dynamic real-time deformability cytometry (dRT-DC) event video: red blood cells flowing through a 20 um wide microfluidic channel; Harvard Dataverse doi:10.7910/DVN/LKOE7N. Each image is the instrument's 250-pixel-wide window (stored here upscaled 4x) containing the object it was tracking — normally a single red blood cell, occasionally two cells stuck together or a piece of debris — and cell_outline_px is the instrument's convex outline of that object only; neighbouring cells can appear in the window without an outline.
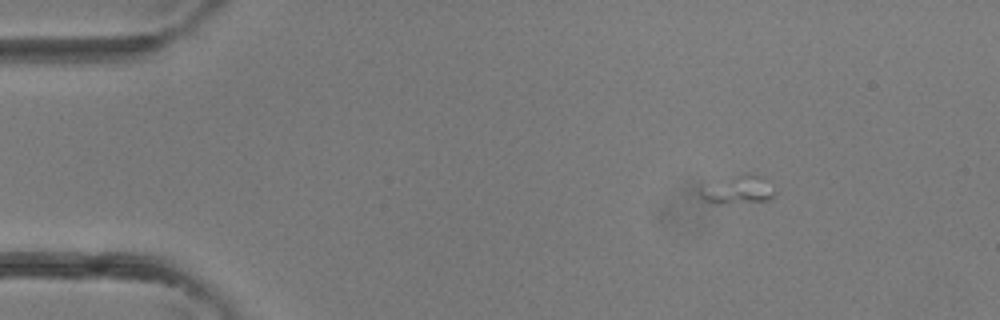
{"species": "common noctule bat (a hibernating species)", "species_latin": "Nyctalus noctula", "temperature_condition": "room temperature", "stored_images_in_passage": 4, "camera_frame_rate_fps": 3000, "um_per_image_px": 0.085, "animal": {"sex": "female"}, "frame": {"image": 1, "passage_image": 1, "time_ms": 0.0, "image_size_px": [1000, 320], "cell_outline_px": [[776, 192], [768, 200], [704, 200], [700, 196], [700, 188], [744, 172], [756, 176]], "centroid_in_image_um": [62.72, 16.08], "position_along_channel_um": 22.3, "area_um2": 10.64}}